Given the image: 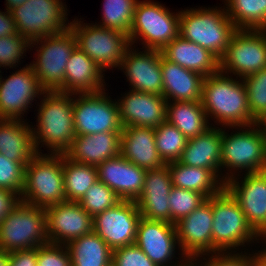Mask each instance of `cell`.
Returning a JSON list of instances; mask_svg holds the SVG:
<instances>
[{
	"label": "cell",
	"mask_w": 266,
	"mask_h": 266,
	"mask_svg": "<svg viewBox=\"0 0 266 266\" xmlns=\"http://www.w3.org/2000/svg\"><path fill=\"white\" fill-rule=\"evenodd\" d=\"M72 19L70 29L76 36L77 46L86 53L103 72L119 69L125 52L131 46L129 36L97 25ZM95 24V25H94ZM112 68V69H111Z\"/></svg>",
	"instance_id": "10"
},
{
	"label": "cell",
	"mask_w": 266,
	"mask_h": 266,
	"mask_svg": "<svg viewBox=\"0 0 266 266\" xmlns=\"http://www.w3.org/2000/svg\"><path fill=\"white\" fill-rule=\"evenodd\" d=\"M98 181L110 187L121 200L135 201L143 189L146 169L121 154L96 166Z\"/></svg>",
	"instance_id": "23"
},
{
	"label": "cell",
	"mask_w": 266,
	"mask_h": 266,
	"mask_svg": "<svg viewBox=\"0 0 266 266\" xmlns=\"http://www.w3.org/2000/svg\"><path fill=\"white\" fill-rule=\"evenodd\" d=\"M135 47L131 45L128 48L119 68L125 73L131 86L130 90L163 96L161 51L155 49L140 51Z\"/></svg>",
	"instance_id": "20"
},
{
	"label": "cell",
	"mask_w": 266,
	"mask_h": 266,
	"mask_svg": "<svg viewBox=\"0 0 266 266\" xmlns=\"http://www.w3.org/2000/svg\"><path fill=\"white\" fill-rule=\"evenodd\" d=\"M20 201L47 208L65 202L63 154L38 153L26 166Z\"/></svg>",
	"instance_id": "6"
},
{
	"label": "cell",
	"mask_w": 266,
	"mask_h": 266,
	"mask_svg": "<svg viewBox=\"0 0 266 266\" xmlns=\"http://www.w3.org/2000/svg\"><path fill=\"white\" fill-rule=\"evenodd\" d=\"M172 187L167 164L161 168L147 170L142 192L135 200L141 217L171 223L169 195Z\"/></svg>",
	"instance_id": "22"
},
{
	"label": "cell",
	"mask_w": 266,
	"mask_h": 266,
	"mask_svg": "<svg viewBox=\"0 0 266 266\" xmlns=\"http://www.w3.org/2000/svg\"><path fill=\"white\" fill-rule=\"evenodd\" d=\"M8 266H37V248L9 252Z\"/></svg>",
	"instance_id": "46"
},
{
	"label": "cell",
	"mask_w": 266,
	"mask_h": 266,
	"mask_svg": "<svg viewBox=\"0 0 266 266\" xmlns=\"http://www.w3.org/2000/svg\"><path fill=\"white\" fill-rule=\"evenodd\" d=\"M123 127H158L166 121V99L158 94L128 90L117 99Z\"/></svg>",
	"instance_id": "21"
},
{
	"label": "cell",
	"mask_w": 266,
	"mask_h": 266,
	"mask_svg": "<svg viewBox=\"0 0 266 266\" xmlns=\"http://www.w3.org/2000/svg\"><path fill=\"white\" fill-rule=\"evenodd\" d=\"M225 188L239 203L250 226L259 233L266 226V170L239 174L228 180Z\"/></svg>",
	"instance_id": "19"
},
{
	"label": "cell",
	"mask_w": 266,
	"mask_h": 266,
	"mask_svg": "<svg viewBox=\"0 0 266 266\" xmlns=\"http://www.w3.org/2000/svg\"><path fill=\"white\" fill-rule=\"evenodd\" d=\"M188 139L167 121L155 127V143L157 151L165 163L178 161Z\"/></svg>",
	"instance_id": "37"
},
{
	"label": "cell",
	"mask_w": 266,
	"mask_h": 266,
	"mask_svg": "<svg viewBox=\"0 0 266 266\" xmlns=\"http://www.w3.org/2000/svg\"><path fill=\"white\" fill-rule=\"evenodd\" d=\"M26 120L0 119V153L16 162H30L37 154L32 125Z\"/></svg>",
	"instance_id": "30"
},
{
	"label": "cell",
	"mask_w": 266,
	"mask_h": 266,
	"mask_svg": "<svg viewBox=\"0 0 266 266\" xmlns=\"http://www.w3.org/2000/svg\"><path fill=\"white\" fill-rule=\"evenodd\" d=\"M166 121L187 139L199 136L212 126L201 101H168Z\"/></svg>",
	"instance_id": "32"
},
{
	"label": "cell",
	"mask_w": 266,
	"mask_h": 266,
	"mask_svg": "<svg viewBox=\"0 0 266 266\" xmlns=\"http://www.w3.org/2000/svg\"><path fill=\"white\" fill-rule=\"evenodd\" d=\"M261 243H264L266 244V238H259L258 239ZM266 246V245H265ZM253 250V252H255V256H256V259H257V263H258V266H266V247H264L262 249L261 247V250Z\"/></svg>",
	"instance_id": "49"
},
{
	"label": "cell",
	"mask_w": 266,
	"mask_h": 266,
	"mask_svg": "<svg viewBox=\"0 0 266 266\" xmlns=\"http://www.w3.org/2000/svg\"><path fill=\"white\" fill-rule=\"evenodd\" d=\"M26 1H28V0H6L5 1L6 2L5 3V5H6L5 9L10 12L14 8L24 4Z\"/></svg>",
	"instance_id": "50"
},
{
	"label": "cell",
	"mask_w": 266,
	"mask_h": 266,
	"mask_svg": "<svg viewBox=\"0 0 266 266\" xmlns=\"http://www.w3.org/2000/svg\"><path fill=\"white\" fill-rule=\"evenodd\" d=\"M222 128L209 127L199 136L188 139L180 163L210 169L221 180Z\"/></svg>",
	"instance_id": "27"
},
{
	"label": "cell",
	"mask_w": 266,
	"mask_h": 266,
	"mask_svg": "<svg viewBox=\"0 0 266 266\" xmlns=\"http://www.w3.org/2000/svg\"><path fill=\"white\" fill-rule=\"evenodd\" d=\"M201 104L208 120L211 119L217 126L237 127L258 123L251 116L243 80L221 71L204 78Z\"/></svg>",
	"instance_id": "1"
},
{
	"label": "cell",
	"mask_w": 266,
	"mask_h": 266,
	"mask_svg": "<svg viewBox=\"0 0 266 266\" xmlns=\"http://www.w3.org/2000/svg\"><path fill=\"white\" fill-rule=\"evenodd\" d=\"M166 164L174 187L199 192L207 199L218 194L225 187V184L210 169L186 166L179 161Z\"/></svg>",
	"instance_id": "31"
},
{
	"label": "cell",
	"mask_w": 266,
	"mask_h": 266,
	"mask_svg": "<svg viewBox=\"0 0 266 266\" xmlns=\"http://www.w3.org/2000/svg\"><path fill=\"white\" fill-rule=\"evenodd\" d=\"M212 254L237 253L255 242L259 234L250 226L239 203L224 187L212 196ZM255 241V242H254ZM250 243V244H249Z\"/></svg>",
	"instance_id": "4"
},
{
	"label": "cell",
	"mask_w": 266,
	"mask_h": 266,
	"mask_svg": "<svg viewBox=\"0 0 266 266\" xmlns=\"http://www.w3.org/2000/svg\"><path fill=\"white\" fill-rule=\"evenodd\" d=\"M20 202V197L14 192L0 188V223Z\"/></svg>",
	"instance_id": "47"
},
{
	"label": "cell",
	"mask_w": 266,
	"mask_h": 266,
	"mask_svg": "<svg viewBox=\"0 0 266 266\" xmlns=\"http://www.w3.org/2000/svg\"><path fill=\"white\" fill-rule=\"evenodd\" d=\"M206 200L199 192L173 186L169 195L171 223L175 224L188 216Z\"/></svg>",
	"instance_id": "40"
},
{
	"label": "cell",
	"mask_w": 266,
	"mask_h": 266,
	"mask_svg": "<svg viewBox=\"0 0 266 266\" xmlns=\"http://www.w3.org/2000/svg\"><path fill=\"white\" fill-rule=\"evenodd\" d=\"M251 116L259 123L266 116V68L243 79Z\"/></svg>",
	"instance_id": "38"
},
{
	"label": "cell",
	"mask_w": 266,
	"mask_h": 266,
	"mask_svg": "<svg viewBox=\"0 0 266 266\" xmlns=\"http://www.w3.org/2000/svg\"><path fill=\"white\" fill-rule=\"evenodd\" d=\"M236 29L266 30V0H224Z\"/></svg>",
	"instance_id": "35"
},
{
	"label": "cell",
	"mask_w": 266,
	"mask_h": 266,
	"mask_svg": "<svg viewBox=\"0 0 266 266\" xmlns=\"http://www.w3.org/2000/svg\"><path fill=\"white\" fill-rule=\"evenodd\" d=\"M163 97L166 101H201L204 76L165 59L161 54Z\"/></svg>",
	"instance_id": "28"
},
{
	"label": "cell",
	"mask_w": 266,
	"mask_h": 266,
	"mask_svg": "<svg viewBox=\"0 0 266 266\" xmlns=\"http://www.w3.org/2000/svg\"><path fill=\"white\" fill-rule=\"evenodd\" d=\"M72 266H111L112 249L94 231L66 245Z\"/></svg>",
	"instance_id": "33"
},
{
	"label": "cell",
	"mask_w": 266,
	"mask_h": 266,
	"mask_svg": "<svg viewBox=\"0 0 266 266\" xmlns=\"http://www.w3.org/2000/svg\"><path fill=\"white\" fill-rule=\"evenodd\" d=\"M30 49V41L19 34L8 35L0 38V68H17L24 59L26 50ZM24 54V55H23ZM18 64V65H17ZM9 67V68H7Z\"/></svg>",
	"instance_id": "41"
},
{
	"label": "cell",
	"mask_w": 266,
	"mask_h": 266,
	"mask_svg": "<svg viewBox=\"0 0 266 266\" xmlns=\"http://www.w3.org/2000/svg\"><path fill=\"white\" fill-rule=\"evenodd\" d=\"M162 56L204 77L220 71V60L209 50L183 39L180 35L161 50Z\"/></svg>",
	"instance_id": "29"
},
{
	"label": "cell",
	"mask_w": 266,
	"mask_h": 266,
	"mask_svg": "<svg viewBox=\"0 0 266 266\" xmlns=\"http://www.w3.org/2000/svg\"><path fill=\"white\" fill-rule=\"evenodd\" d=\"M105 73L78 46L72 51L65 68L63 92L96 94L106 88Z\"/></svg>",
	"instance_id": "24"
},
{
	"label": "cell",
	"mask_w": 266,
	"mask_h": 266,
	"mask_svg": "<svg viewBox=\"0 0 266 266\" xmlns=\"http://www.w3.org/2000/svg\"><path fill=\"white\" fill-rule=\"evenodd\" d=\"M102 19L97 25L129 36L138 0H103Z\"/></svg>",
	"instance_id": "36"
},
{
	"label": "cell",
	"mask_w": 266,
	"mask_h": 266,
	"mask_svg": "<svg viewBox=\"0 0 266 266\" xmlns=\"http://www.w3.org/2000/svg\"><path fill=\"white\" fill-rule=\"evenodd\" d=\"M179 35L213 53L219 60L225 54L232 34L237 30L225 6L180 10Z\"/></svg>",
	"instance_id": "5"
},
{
	"label": "cell",
	"mask_w": 266,
	"mask_h": 266,
	"mask_svg": "<svg viewBox=\"0 0 266 266\" xmlns=\"http://www.w3.org/2000/svg\"><path fill=\"white\" fill-rule=\"evenodd\" d=\"M265 68L266 30L237 29L220 59V71L243 79Z\"/></svg>",
	"instance_id": "12"
},
{
	"label": "cell",
	"mask_w": 266,
	"mask_h": 266,
	"mask_svg": "<svg viewBox=\"0 0 266 266\" xmlns=\"http://www.w3.org/2000/svg\"><path fill=\"white\" fill-rule=\"evenodd\" d=\"M212 197L175 223L181 253L194 260L212 254Z\"/></svg>",
	"instance_id": "17"
},
{
	"label": "cell",
	"mask_w": 266,
	"mask_h": 266,
	"mask_svg": "<svg viewBox=\"0 0 266 266\" xmlns=\"http://www.w3.org/2000/svg\"><path fill=\"white\" fill-rule=\"evenodd\" d=\"M48 242L67 245L93 231V218L78 202L65 201L45 209Z\"/></svg>",
	"instance_id": "18"
},
{
	"label": "cell",
	"mask_w": 266,
	"mask_h": 266,
	"mask_svg": "<svg viewBox=\"0 0 266 266\" xmlns=\"http://www.w3.org/2000/svg\"><path fill=\"white\" fill-rule=\"evenodd\" d=\"M39 100L36 127L32 125L35 148L38 153L46 147L47 153L64 154L76 138L73 94L45 91Z\"/></svg>",
	"instance_id": "2"
},
{
	"label": "cell",
	"mask_w": 266,
	"mask_h": 266,
	"mask_svg": "<svg viewBox=\"0 0 266 266\" xmlns=\"http://www.w3.org/2000/svg\"><path fill=\"white\" fill-rule=\"evenodd\" d=\"M121 199L101 181L94 183L78 202L81 207L94 218L106 209L114 207Z\"/></svg>",
	"instance_id": "39"
},
{
	"label": "cell",
	"mask_w": 266,
	"mask_h": 266,
	"mask_svg": "<svg viewBox=\"0 0 266 266\" xmlns=\"http://www.w3.org/2000/svg\"><path fill=\"white\" fill-rule=\"evenodd\" d=\"M120 154L131 163L146 170L161 168L166 164L156 148L155 128L123 127Z\"/></svg>",
	"instance_id": "25"
},
{
	"label": "cell",
	"mask_w": 266,
	"mask_h": 266,
	"mask_svg": "<svg viewBox=\"0 0 266 266\" xmlns=\"http://www.w3.org/2000/svg\"><path fill=\"white\" fill-rule=\"evenodd\" d=\"M19 69L5 79L0 74V119L25 120L24 113L45 92L30 65Z\"/></svg>",
	"instance_id": "14"
},
{
	"label": "cell",
	"mask_w": 266,
	"mask_h": 266,
	"mask_svg": "<svg viewBox=\"0 0 266 266\" xmlns=\"http://www.w3.org/2000/svg\"><path fill=\"white\" fill-rule=\"evenodd\" d=\"M140 218L135 201L121 200L93 218V231L114 250L135 243Z\"/></svg>",
	"instance_id": "16"
},
{
	"label": "cell",
	"mask_w": 266,
	"mask_h": 266,
	"mask_svg": "<svg viewBox=\"0 0 266 266\" xmlns=\"http://www.w3.org/2000/svg\"><path fill=\"white\" fill-rule=\"evenodd\" d=\"M259 124L262 127L264 134H265V138H266V123H259Z\"/></svg>",
	"instance_id": "54"
},
{
	"label": "cell",
	"mask_w": 266,
	"mask_h": 266,
	"mask_svg": "<svg viewBox=\"0 0 266 266\" xmlns=\"http://www.w3.org/2000/svg\"><path fill=\"white\" fill-rule=\"evenodd\" d=\"M121 132H102L76 136L64 153L69 159L97 166L120 155Z\"/></svg>",
	"instance_id": "26"
},
{
	"label": "cell",
	"mask_w": 266,
	"mask_h": 266,
	"mask_svg": "<svg viewBox=\"0 0 266 266\" xmlns=\"http://www.w3.org/2000/svg\"><path fill=\"white\" fill-rule=\"evenodd\" d=\"M76 46V36L71 29L30 42V49L35 47L37 53L29 65L45 91L63 92L65 68Z\"/></svg>",
	"instance_id": "9"
},
{
	"label": "cell",
	"mask_w": 266,
	"mask_h": 266,
	"mask_svg": "<svg viewBox=\"0 0 266 266\" xmlns=\"http://www.w3.org/2000/svg\"><path fill=\"white\" fill-rule=\"evenodd\" d=\"M37 266H72L66 245L47 243L37 247Z\"/></svg>",
	"instance_id": "44"
},
{
	"label": "cell",
	"mask_w": 266,
	"mask_h": 266,
	"mask_svg": "<svg viewBox=\"0 0 266 266\" xmlns=\"http://www.w3.org/2000/svg\"><path fill=\"white\" fill-rule=\"evenodd\" d=\"M227 128L235 131L228 134ZM221 137V181L224 184L239 173L241 175L242 172L249 174L266 170V138L259 123L222 127ZM222 170L226 174H222Z\"/></svg>",
	"instance_id": "3"
},
{
	"label": "cell",
	"mask_w": 266,
	"mask_h": 266,
	"mask_svg": "<svg viewBox=\"0 0 266 266\" xmlns=\"http://www.w3.org/2000/svg\"><path fill=\"white\" fill-rule=\"evenodd\" d=\"M98 181L94 165L75 162L63 154V182L66 201L79 202Z\"/></svg>",
	"instance_id": "34"
},
{
	"label": "cell",
	"mask_w": 266,
	"mask_h": 266,
	"mask_svg": "<svg viewBox=\"0 0 266 266\" xmlns=\"http://www.w3.org/2000/svg\"><path fill=\"white\" fill-rule=\"evenodd\" d=\"M9 255L8 252L0 250V266H8Z\"/></svg>",
	"instance_id": "51"
},
{
	"label": "cell",
	"mask_w": 266,
	"mask_h": 266,
	"mask_svg": "<svg viewBox=\"0 0 266 266\" xmlns=\"http://www.w3.org/2000/svg\"><path fill=\"white\" fill-rule=\"evenodd\" d=\"M135 244L157 266H183L188 261L180 253L176 228L173 223L141 217L137 226ZM176 249L179 252V258L175 256ZM175 258L181 261H172Z\"/></svg>",
	"instance_id": "15"
},
{
	"label": "cell",
	"mask_w": 266,
	"mask_h": 266,
	"mask_svg": "<svg viewBox=\"0 0 266 266\" xmlns=\"http://www.w3.org/2000/svg\"><path fill=\"white\" fill-rule=\"evenodd\" d=\"M258 234L260 238H266V226Z\"/></svg>",
	"instance_id": "53"
},
{
	"label": "cell",
	"mask_w": 266,
	"mask_h": 266,
	"mask_svg": "<svg viewBox=\"0 0 266 266\" xmlns=\"http://www.w3.org/2000/svg\"><path fill=\"white\" fill-rule=\"evenodd\" d=\"M183 266H198L194 260H188Z\"/></svg>",
	"instance_id": "52"
},
{
	"label": "cell",
	"mask_w": 266,
	"mask_h": 266,
	"mask_svg": "<svg viewBox=\"0 0 266 266\" xmlns=\"http://www.w3.org/2000/svg\"><path fill=\"white\" fill-rule=\"evenodd\" d=\"M259 123H266V116Z\"/></svg>",
	"instance_id": "55"
},
{
	"label": "cell",
	"mask_w": 266,
	"mask_h": 266,
	"mask_svg": "<svg viewBox=\"0 0 266 266\" xmlns=\"http://www.w3.org/2000/svg\"><path fill=\"white\" fill-rule=\"evenodd\" d=\"M13 34L18 33L11 12L0 10V38Z\"/></svg>",
	"instance_id": "48"
},
{
	"label": "cell",
	"mask_w": 266,
	"mask_h": 266,
	"mask_svg": "<svg viewBox=\"0 0 266 266\" xmlns=\"http://www.w3.org/2000/svg\"><path fill=\"white\" fill-rule=\"evenodd\" d=\"M47 243L45 208L20 201L0 223V250L9 253Z\"/></svg>",
	"instance_id": "8"
},
{
	"label": "cell",
	"mask_w": 266,
	"mask_h": 266,
	"mask_svg": "<svg viewBox=\"0 0 266 266\" xmlns=\"http://www.w3.org/2000/svg\"><path fill=\"white\" fill-rule=\"evenodd\" d=\"M66 5L63 0H28L10 12L17 33L31 42L70 29Z\"/></svg>",
	"instance_id": "11"
},
{
	"label": "cell",
	"mask_w": 266,
	"mask_h": 266,
	"mask_svg": "<svg viewBox=\"0 0 266 266\" xmlns=\"http://www.w3.org/2000/svg\"><path fill=\"white\" fill-rule=\"evenodd\" d=\"M112 266H157L134 243L112 251Z\"/></svg>",
	"instance_id": "45"
},
{
	"label": "cell",
	"mask_w": 266,
	"mask_h": 266,
	"mask_svg": "<svg viewBox=\"0 0 266 266\" xmlns=\"http://www.w3.org/2000/svg\"><path fill=\"white\" fill-rule=\"evenodd\" d=\"M246 250L244 252L240 251L241 253L204 255L194 259V261L198 266H258L254 252L252 251V253H248L249 250Z\"/></svg>",
	"instance_id": "43"
},
{
	"label": "cell",
	"mask_w": 266,
	"mask_h": 266,
	"mask_svg": "<svg viewBox=\"0 0 266 266\" xmlns=\"http://www.w3.org/2000/svg\"><path fill=\"white\" fill-rule=\"evenodd\" d=\"M73 119L76 136L123 129L117 101L111 99L106 90L96 94H74Z\"/></svg>",
	"instance_id": "13"
},
{
	"label": "cell",
	"mask_w": 266,
	"mask_h": 266,
	"mask_svg": "<svg viewBox=\"0 0 266 266\" xmlns=\"http://www.w3.org/2000/svg\"><path fill=\"white\" fill-rule=\"evenodd\" d=\"M179 17L180 11L171 12L164 4L138 0L129 33L131 45L141 41L142 49L161 51L179 36Z\"/></svg>",
	"instance_id": "7"
},
{
	"label": "cell",
	"mask_w": 266,
	"mask_h": 266,
	"mask_svg": "<svg viewBox=\"0 0 266 266\" xmlns=\"http://www.w3.org/2000/svg\"><path fill=\"white\" fill-rule=\"evenodd\" d=\"M29 162H16L0 153V188L7 189L19 197L24 188L25 166Z\"/></svg>",
	"instance_id": "42"
}]
</instances>
